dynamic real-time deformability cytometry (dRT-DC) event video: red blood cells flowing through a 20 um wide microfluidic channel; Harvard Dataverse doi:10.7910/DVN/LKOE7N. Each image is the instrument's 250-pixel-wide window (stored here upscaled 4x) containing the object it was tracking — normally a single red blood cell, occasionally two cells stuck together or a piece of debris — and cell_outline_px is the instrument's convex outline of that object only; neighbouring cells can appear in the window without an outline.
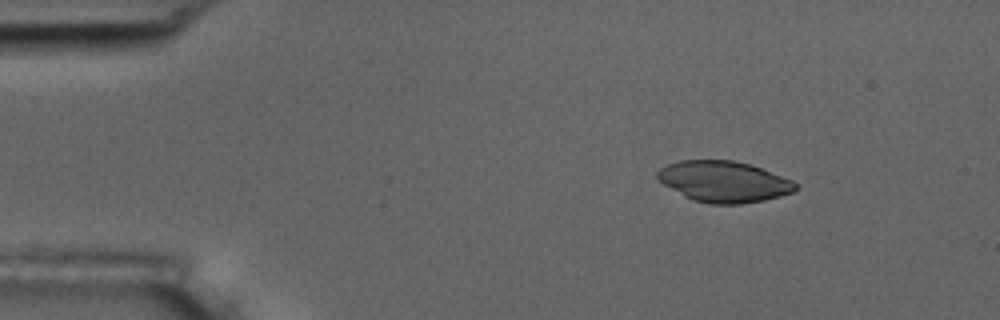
{"species": "common noctule bat (a hibernating species)", "species_latin": "Nyctalus noctula", "temperature_condition": "room temperature", "stored_images_in_passage": 4, "camera_frame_rate_fps": 3000, "um_per_image_px": 0.085, "animal": {"sex": "male", "body_mass_g": 17.5, "forearm_length_mm": 52.3}, "frame": {"image": 1, "passage_image": 2, "time_ms": 1.0, "image_size_px": [1000, 320], "cell_outline_px": [[800, 184], [792, 192], [780, 196], [764, 200], [740, 204], [708, 204], [692, 200], [684, 196], [664, 184], [656, 176], [656, 172], [660, 168], [668, 164], [680, 160], [732, 160], [748, 164], [760, 168], [792, 180]], "centroid_in_image_um": [61.52, 15.44], "position_along_channel_um": 23.5, "area_um2": 32.89}}